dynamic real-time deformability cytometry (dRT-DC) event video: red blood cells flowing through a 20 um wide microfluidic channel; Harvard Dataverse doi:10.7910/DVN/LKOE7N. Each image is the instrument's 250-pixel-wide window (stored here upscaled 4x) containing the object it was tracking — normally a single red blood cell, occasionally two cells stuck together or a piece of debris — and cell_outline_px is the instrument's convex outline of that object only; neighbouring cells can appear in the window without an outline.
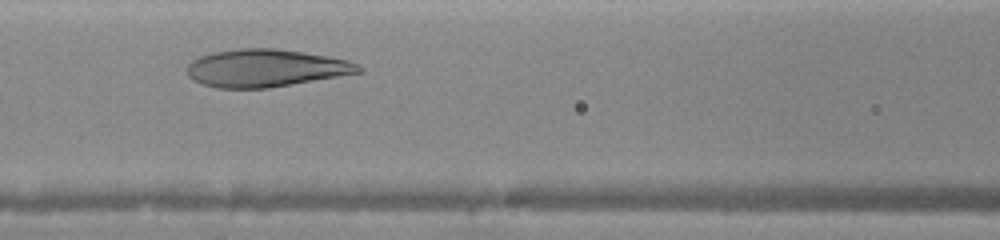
{"species": "human", "species_latin": "Homo sapiens", "temperature_condition": "warm", "stored_images_in_passage": 4, "camera_frame_rate_fps": 3000, "um_per_image_px": 0.085, "donor": {"sex": "female"}, "frame": {"image": 1, "passage_image": 3, "time_ms": 2.0, "image_size_px": [1000, 240], "cell_outline_px": [[364, 72], [268, 88], [216, 88], [200, 84], [192, 80], [188, 76], [188, 64], [192, 60], [200, 56], [212, 52], [240, 48], [272, 48], [304, 52], [328, 56], [348, 60], [360, 64], [364, 68]], "centroid_in_image_um": [22.6, 5.79], "position_along_channel_um": 144.0, "area_um2": 37.86}}